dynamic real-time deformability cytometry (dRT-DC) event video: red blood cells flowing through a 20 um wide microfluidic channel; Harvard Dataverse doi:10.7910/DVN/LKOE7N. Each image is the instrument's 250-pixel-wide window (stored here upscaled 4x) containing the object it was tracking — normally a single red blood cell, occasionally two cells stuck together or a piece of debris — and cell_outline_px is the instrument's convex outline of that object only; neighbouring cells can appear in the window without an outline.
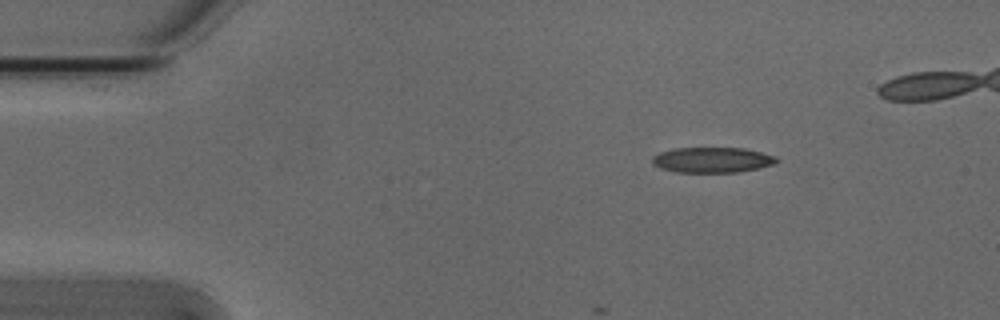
{"species": "Egyptian fruit bat (a non-hibernating species)", "species_latin": "Rousettus aegyptiacus", "temperature_condition": "cold", "stored_images_in_passage": 6, "segment_of_instrument_passage": [2, 2], "camera_frame_rate_fps": 3000, "um_per_image_px": 0.085, "animal": {"sex": "male"}, "frame": {"image": 1, "passage_image": 6, "time_ms": 1.667, "image_size_px": [1000, 320], "cell_outline_px": [[780, 160], [776, 164], [740, 172], [676, 172], [660, 168], [652, 164], [652, 156], [660, 152], [676, 148], [744, 148], [776, 156]], "centroid_in_image_um": [60.56, 13.6], "position_along_channel_um": 24.4, "area_um2": 18.5}}